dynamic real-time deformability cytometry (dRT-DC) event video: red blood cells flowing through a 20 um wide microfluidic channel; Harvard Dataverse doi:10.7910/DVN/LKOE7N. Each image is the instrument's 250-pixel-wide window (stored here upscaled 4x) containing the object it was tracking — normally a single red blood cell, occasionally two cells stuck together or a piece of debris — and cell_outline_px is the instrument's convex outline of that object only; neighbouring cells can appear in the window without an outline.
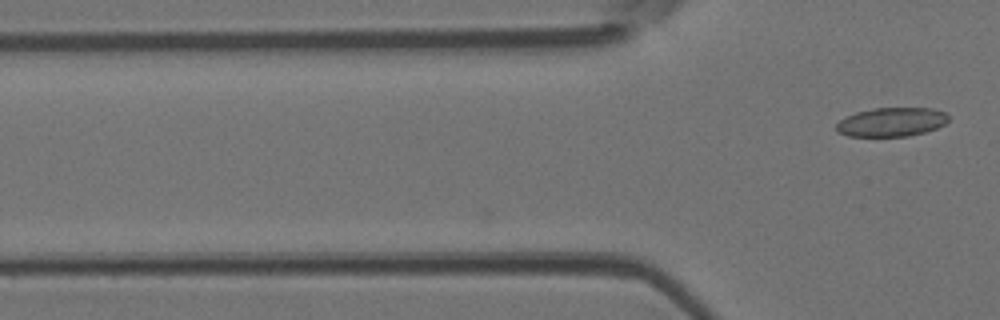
{"species": "Egyptian fruit bat (a non-hibernating species)", "species_latin": "Rousettus aegyptiacus", "temperature_condition": "room temperature", "stored_images_in_passage": 3, "camera_frame_rate_fps": 3000, "um_per_image_px": 0.085, "animal": {"sex": "female"}, "frame": {"image": 1, "passage_image": 3, "time_ms": 0.667, "image_size_px": [1000, 320], "cell_outline_px": [[948, 120], [944, 124], [936, 128], [924, 132], [908, 136], [848, 136], [836, 132], [836, 124], [840, 120], [856, 112], [876, 108], [928, 108], [944, 112], [948, 116]], "centroid_in_image_um": [75.75, 10.38], "position_along_channel_um": 50.0, "area_um2": 18.73}}